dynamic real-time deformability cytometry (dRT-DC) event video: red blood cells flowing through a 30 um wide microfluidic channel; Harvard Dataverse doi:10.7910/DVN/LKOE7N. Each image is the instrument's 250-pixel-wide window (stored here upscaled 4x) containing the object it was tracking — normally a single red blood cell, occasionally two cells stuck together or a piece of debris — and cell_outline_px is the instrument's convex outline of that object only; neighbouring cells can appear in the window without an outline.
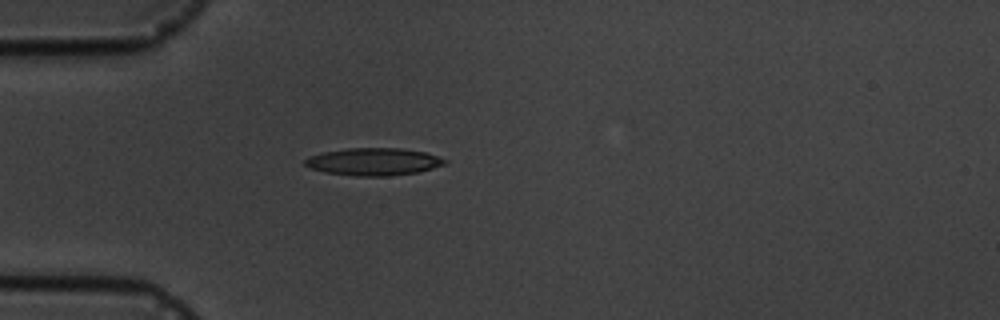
{"species": "common noctule bat (a hibernating species)", "species_latin": "Nyctalus noctula", "temperature_condition": "cold", "stored_images_in_passage": 4, "camera_frame_rate_fps": 3000, "um_per_image_px": 0.085, "animal": {"sex": "male", "body_mass_g": 19.5, "forearm_length_mm": 54.6}, "frame": {"image": 1, "passage_image": 4, "time_ms": 4.333, "image_size_px": [1000, 320], "cell_outline_px": [[448, 160], [444, 164], [432, 168], [416, 172], [384, 176], [356, 176], [324, 172], [312, 168], [304, 164], [304, 160], [308, 156], [320, 152], [348, 148], [400, 148], [424, 152]], "centroid_in_image_um": [31.7, 13.73], "position_along_channel_um": 53.3, "area_um2": 22.2}}